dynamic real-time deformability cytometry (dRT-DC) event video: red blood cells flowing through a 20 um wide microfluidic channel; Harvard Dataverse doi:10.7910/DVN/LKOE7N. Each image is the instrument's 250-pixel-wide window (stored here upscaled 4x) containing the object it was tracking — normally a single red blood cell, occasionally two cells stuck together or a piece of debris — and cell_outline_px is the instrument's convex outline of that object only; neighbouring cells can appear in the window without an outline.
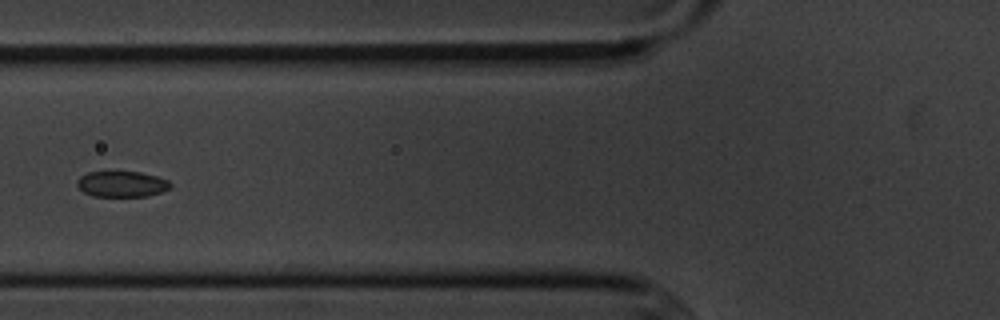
{"species": "common noctule bat (a hibernating species)", "species_latin": "Nyctalus noctula", "temperature_condition": "cold", "stored_images_in_passage": 9, "camera_frame_rate_fps": 3000, "um_per_image_px": 0.085, "animal": {"sex": "male", "body_mass_g": 20.1, "forearm_length_mm": 53.5}, "frame": {"image": 1, "passage_image": 6, "time_ms": 6.0, "image_size_px": [1000, 320], "cell_outline_px": [[172, 184], [168, 188], [160, 192], [148, 196], [92, 196], [84, 192], [76, 184], [76, 180], [80, 176], [88, 172], [140, 172], [156, 176], [168, 180]], "centroid_in_image_um": [10.33, 15.64], "position_along_channel_um": 115.5, "area_um2": 13.93}}
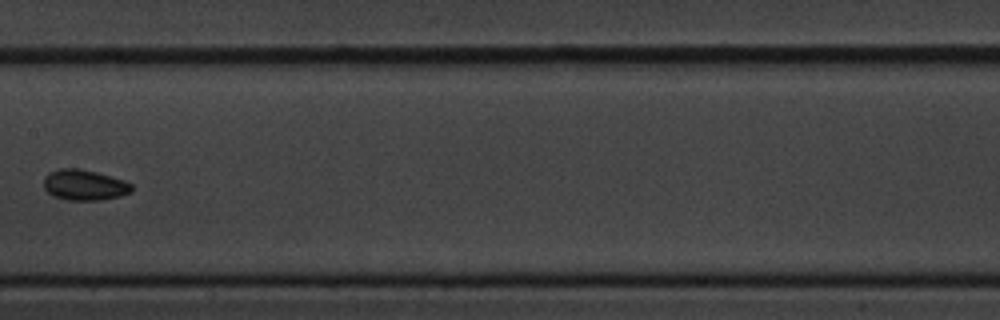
{"frame": {"image": 2, "passage_image": 8, "time_ms": 8.333, "image_size_px": [1000, 320], "cell_outline_px": [[132, 192], [120, 196], [104, 200], [68, 200], [56, 196], [48, 192], [44, 188], [44, 176], [48, 172], [60, 168], [80, 168], [96, 172], [124, 180], [132, 184]], "centroid_in_image_um": [7.18, 15.72], "position_along_channel_um": 200.2, "area_um2": 15.78}}
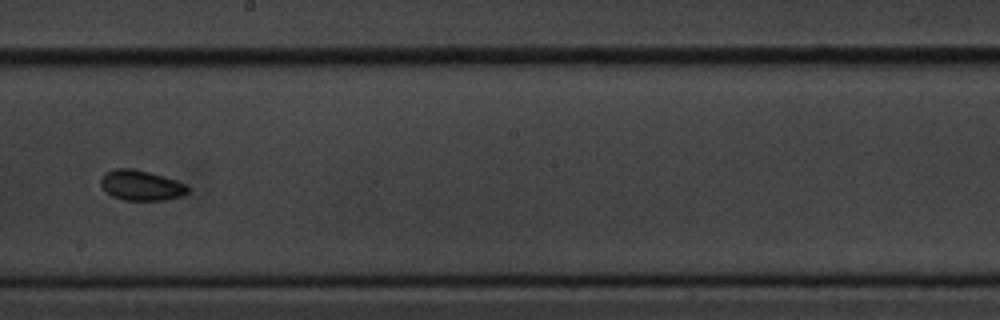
{"frame": {"image": 3, "passage_image": 9, "time_ms": 9.333, "image_size_px": [1000, 320], "cell_outline_px": [[188, 192], [180, 196], [168, 200], [124, 200], [112, 196], [100, 184], [100, 180], [104, 172], [116, 168], [132, 168], [164, 176], [176, 180], [184, 184], [188, 188]], "centroid_in_image_um": [11.98, 15.75], "position_along_channel_um": 236.2, "area_um2": 15.26}}